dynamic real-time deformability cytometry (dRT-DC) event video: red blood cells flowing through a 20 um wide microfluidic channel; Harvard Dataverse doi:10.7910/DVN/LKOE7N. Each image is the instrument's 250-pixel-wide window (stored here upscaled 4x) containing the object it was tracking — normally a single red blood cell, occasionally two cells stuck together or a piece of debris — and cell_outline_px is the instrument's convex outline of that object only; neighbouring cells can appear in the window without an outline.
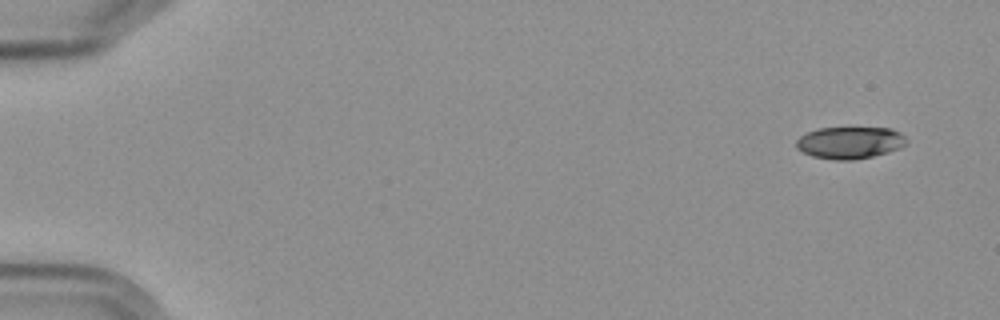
{"species": "Egyptian fruit bat (a non-hibernating species)", "species_latin": "Rousettus aegyptiacus", "temperature_condition": "cold", "stored_images_in_passage": 5, "camera_frame_rate_fps": 3000, "um_per_image_px": 0.085, "frame": {"image": 1, "passage_image": 1, "time_ms": 0.0, "image_size_px": [1000, 320], "cell_outline_px": [[908, 140], [900, 148], [888, 152], [872, 156], [852, 160], [836, 160], [812, 156], [796, 148], [796, 140], [800, 136], [808, 132], [820, 128], [892, 128], [900, 132]], "centroid_in_image_um": [72.24, 12.12], "position_along_channel_um": 12.8, "area_um2": 20.46}}
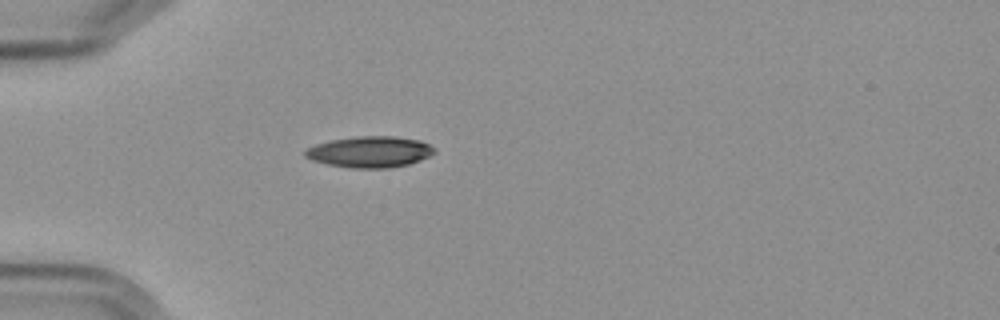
{"frame": {"image": 2, "passage_image": 5, "time_ms": 4.667, "image_size_px": [1000, 320], "cell_outline_px": [[436, 152], [420, 160], [408, 164], [388, 168], [352, 168], [328, 164], [312, 160], [304, 156], [304, 152], [308, 148], [316, 144], [332, 140], [356, 136], [396, 136], [420, 140], [428, 144]], "centroid_in_image_um": [31.43, 12.9], "position_along_channel_um": 53.6, "area_um2": 23.29}}